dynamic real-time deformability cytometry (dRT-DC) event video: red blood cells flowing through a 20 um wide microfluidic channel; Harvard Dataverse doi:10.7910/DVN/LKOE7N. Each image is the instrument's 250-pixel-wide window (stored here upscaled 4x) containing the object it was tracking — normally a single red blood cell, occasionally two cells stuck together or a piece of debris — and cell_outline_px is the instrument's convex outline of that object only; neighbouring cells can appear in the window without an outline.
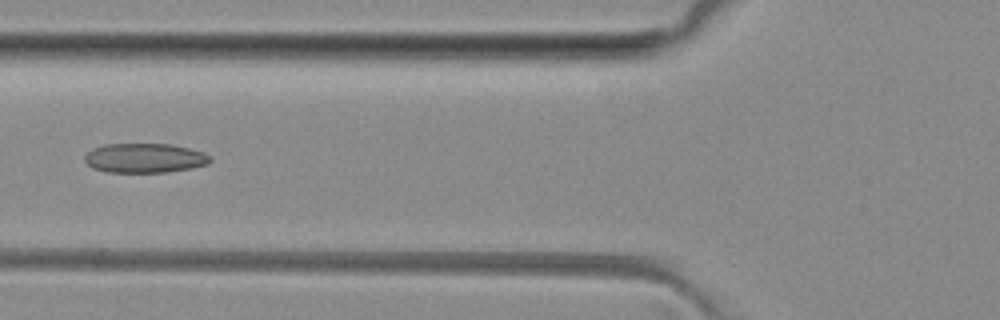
{"species": "common noctule bat (a hibernating species)", "species_latin": "Nyctalus noctula", "temperature_condition": "room temperature", "stored_images_in_passage": 6, "camera_frame_rate_fps": 3000, "um_per_image_px": 0.085, "animal": {"sex": "female", "body_mass_g": 29.2, "forearm_length_mm": 56.3}, "frame": {"image": 1, "passage_image": 5, "time_ms": 5.667, "image_size_px": [1000, 320], "cell_outline_px": [[212, 160], [208, 164], [192, 168], [164, 172], [108, 172], [92, 168], [84, 160], [84, 156], [92, 148], [104, 144], [172, 144], [204, 152], [212, 156]], "centroid_in_image_um": [12.31, 13.43], "position_along_channel_um": 113.5, "area_um2": 21.68}}
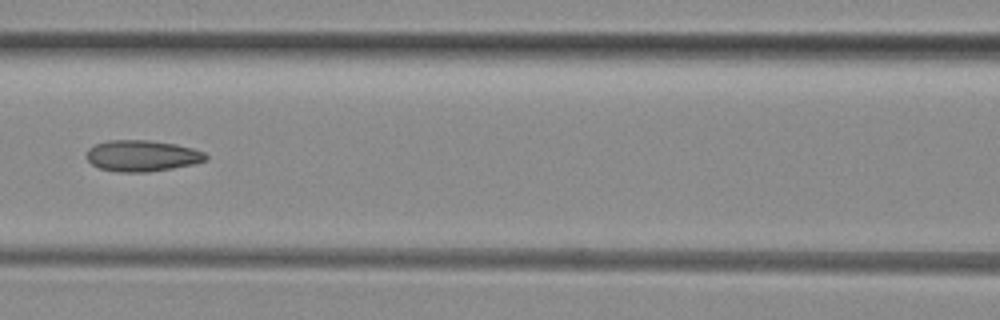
{"frame": {"image": 2, "passage_image": 6, "time_ms": 6.667, "image_size_px": [1000, 320], "cell_outline_px": [[208, 156], [204, 160], [192, 164], [172, 168], [148, 172], [116, 172], [100, 168], [92, 164], [84, 156], [88, 148], [96, 144], [108, 140], [148, 140], [176, 144], [192, 148], [204, 152]], "centroid_in_image_um": [12.03, 13.24], "position_along_channel_um": 154.6, "area_um2": 21.68}}